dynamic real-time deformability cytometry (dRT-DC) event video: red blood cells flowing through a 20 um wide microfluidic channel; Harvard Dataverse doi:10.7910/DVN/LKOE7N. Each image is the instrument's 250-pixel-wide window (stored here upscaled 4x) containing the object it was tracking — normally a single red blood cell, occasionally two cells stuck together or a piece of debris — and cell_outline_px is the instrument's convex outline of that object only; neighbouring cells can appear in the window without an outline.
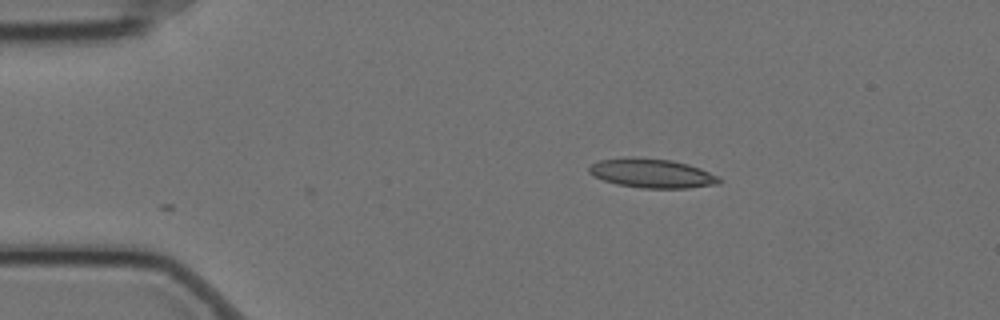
{"species": "Egyptian fruit bat (a non-hibernating species)", "species_latin": "Rousettus aegyptiacus", "temperature_condition": "cold", "stored_images_in_passage": 39, "camera_frame_rate_fps": 3000, "um_per_image_px": 0.085, "animal": {"sex": "female"}, "frame": {"image": 1, "passage_image": 1, "time_ms": 0.0, "image_size_px": [1000, 320], "cell_outline_px": [[724, 180], [720, 184], [688, 188], [644, 188], [616, 184], [592, 176], [588, 172], [588, 168], [592, 164], [600, 160], [632, 156], [672, 160], [688, 164], [700, 168], [720, 176]], "centroid_in_image_um": [55.45, 14.73], "position_along_channel_um": 29.6, "area_um2": 22.43}}
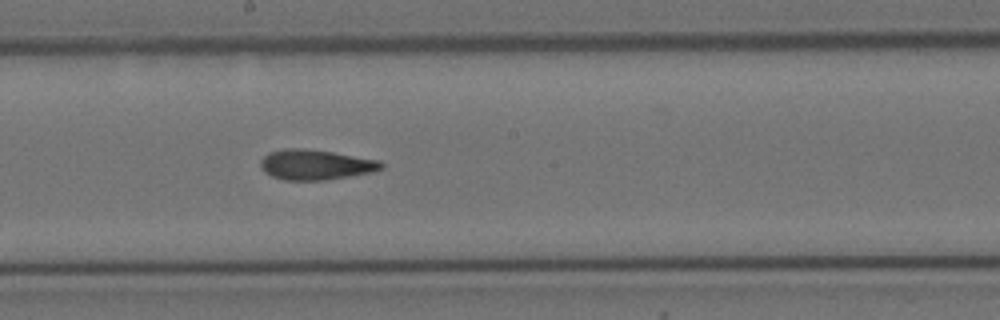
{"frame": {"image": 2, "passage_image": 22, "time_ms": 7.0, "image_size_px": [1000, 320], "cell_outline_px": [[384, 168], [376, 172], [324, 180], [284, 180], [272, 176], [264, 172], [260, 164], [260, 160], [268, 152], [284, 148], [304, 148], [332, 152], [380, 160], [384, 164]], "centroid_in_image_um": [26.84, 14.0], "position_along_channel_um": 221.4, "area_um2": 21.44}}
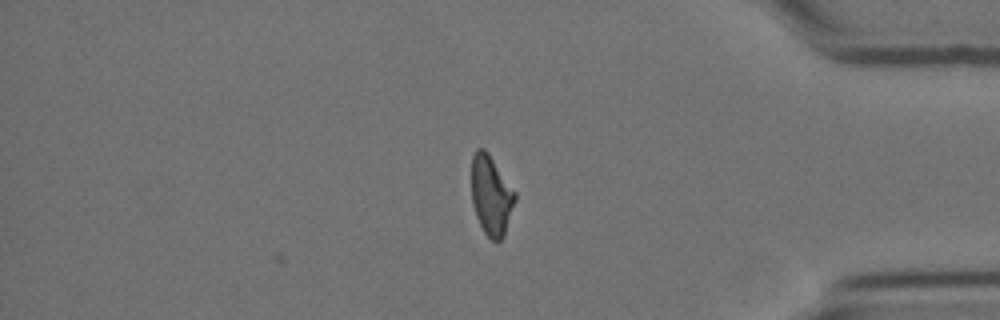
{"frame": {"image": 3, "passage_image": 39, "time_ms": 12.667, "image_size_px": [1000, 320], "cell_outline_px": [[516, 200], [504, 236], [500, 240], [492, 240], [484, 232], [476, 216], [472, 204], [472, 156], [476, 148], [484, 148], [488, 152], [516, 192]], "centroid_in_image_um": [41.75, 16.59], "position_along_channel_um": 393.4, "area_um2": 20.23}, "authors_computed_cell_mechanics": {"area_um2": 21.3282, "velocity_mm_per_s": 3.5143, "shape_relaxation_time_tau1_ms": null, "shape_relaxation_time_tau2_ms": 2.0896, "deformation_change_tau1": null, "deformation_change_tau2": 0.0977}}